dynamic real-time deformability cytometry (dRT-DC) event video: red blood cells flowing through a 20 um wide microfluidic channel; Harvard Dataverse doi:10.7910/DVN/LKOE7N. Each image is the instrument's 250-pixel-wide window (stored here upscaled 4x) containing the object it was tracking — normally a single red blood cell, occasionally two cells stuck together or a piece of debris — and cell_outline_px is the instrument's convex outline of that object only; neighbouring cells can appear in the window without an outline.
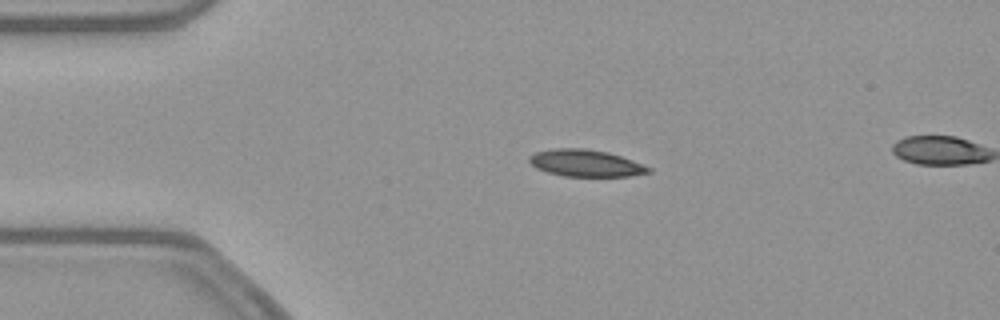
{"species": "common noctule bat (a hibernating species)", "species_latin": "Nyctalus noctula", "temperature_condition": "warm", "stored_images_in_passage": 15, "camera_frame_rate_fps": 3000, "um_per_image_px": 0.085, "animal": {"sex": "female", "body_mass_g": 21.9}, "frame": {"image": 1, "passage_image": 11, "time_ms": 3.333, "image_size_px": [1000, 320], "cell_outline_px": [[652, 172], [628, 176], [564, 176], [548, 172], [536, 168], [528, 160], [528, 156], [536, 152], [552, 148], [584, 148], [608, 152], [632, 160], [652, 168]], "centroid_in_image_um": [49.77, 13.86], "position_along_channel_um": 35.2, "area_um2": 18.67}}